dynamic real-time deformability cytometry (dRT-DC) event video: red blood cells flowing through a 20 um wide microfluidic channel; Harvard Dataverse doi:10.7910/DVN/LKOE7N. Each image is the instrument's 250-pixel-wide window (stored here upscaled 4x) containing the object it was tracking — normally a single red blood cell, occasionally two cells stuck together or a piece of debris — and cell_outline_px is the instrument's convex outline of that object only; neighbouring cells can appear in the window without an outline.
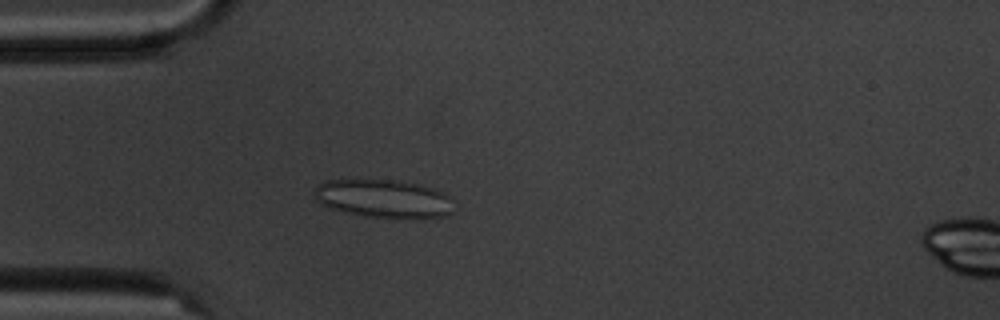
{"species": "common noctule bat (a hibernating species)", "species_latin": "Nyctalus noctula", "temperature_condition": "cold", "stored_images_in_passage": 4, "camera_frame_rate_fps": 3000, "um_per_image_px": 0.085, "animal": {"sex": "male", "body_mass_g": 20.1, "forearm_length_mm": 53.5}, "frame": {"image": 1, "passage_image": 4, "time_ms": 3.333, "image_size_px": [1000, 320], "cell_outline_px": [[452, 212], [444, 216], [416, 220], [364, 216], [328, 208], [320, 204], [316, 200], [316, 184], [324, 180], [368, 176], [400, 180], [432, 188], [444, 192], [452, 196]], "centroid_in_image_um": [32.59, 16.85], "position_along_channel_um": 52.4, "area_um2": 32.77}}